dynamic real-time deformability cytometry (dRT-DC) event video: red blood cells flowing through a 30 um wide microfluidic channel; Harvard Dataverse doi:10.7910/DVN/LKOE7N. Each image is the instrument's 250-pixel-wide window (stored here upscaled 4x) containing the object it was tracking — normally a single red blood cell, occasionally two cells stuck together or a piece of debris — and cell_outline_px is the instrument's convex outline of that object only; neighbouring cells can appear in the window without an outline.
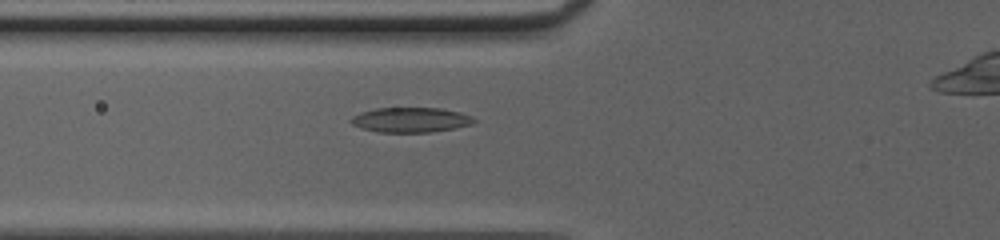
{"species": "common noctule bat (a hibernating species)", "species_latin": "Nyctalus noctula", "temperature_condition": "cold", "stored_images_in_passage": 36, "camera_frame_rate_fps": 3000, "um_per_image_px": 0.085, "animal": {"sex": "female", "body_mass_g": 20.0, "forearm_length_mm": 54.0}, "frame": {"image": 1, "passage_image": 9, "time_ms": 2.667, "image_size_px": [1000, 240], "cell_outline_px": [[476, 120], [472, 124], [452, 128], [428, 132], [376, 132], [360, 128], [352, 124], [348, 120], [352, 116], [360, 112], [376, 108], [440, 108], [460, 112], [472, 116]], "centroid_in_image_um": [34.85, 10.18], "position_along_channel_um": 90.9, "area_um2": 17.86}}
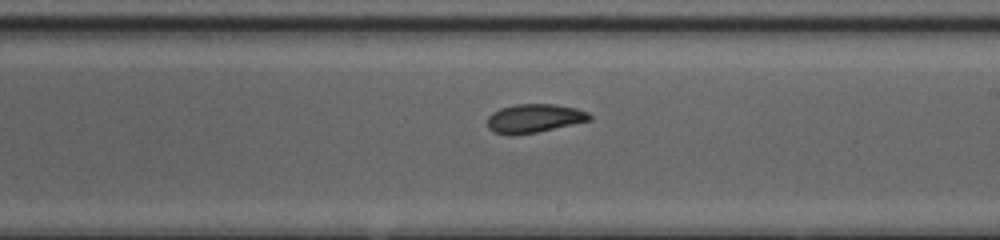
{"frame": {"image": 2, "passage_image": 20, "time_ms": 6.333, "image_size_px": [1000, 240], "cell_outline_px": [[592, 120], [536, 132], [512, 136], [508, 136], [492, 132], [488, 128], [488, 116], [492, 112], [500, 108], [516, 104], [556, 104], [576, 108], [588, 112], [592, 116]], "centroid_in_image_um": [45.39, 10.06], "position_along_channel_um": 243.6, "area_um2": 17.28}}
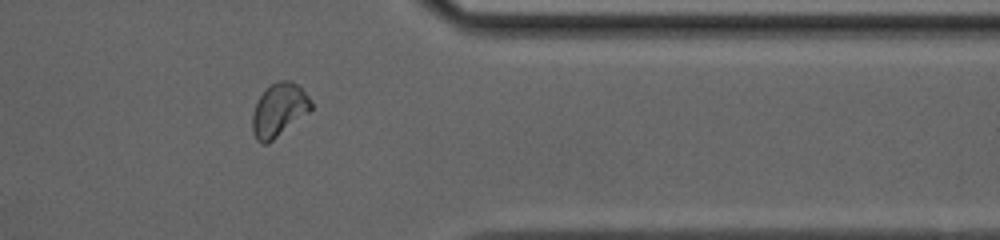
{"frame": {"image": 3, "passage_image": 31, "time_ms": 10.0, "image_size_px": [1000, 240], "cell_outline_px": [[312, 108], [308, 112], [268, 144], [260, 144], [256, 140], [252, 132], [252, 112], [264, 88], [276, 80], [292, 80], [308, 96], [312, 104]], "centroid_in_image_um": [23.67, 9.34], "position_along_channel_um": 387.7, "area_um2": 18.26}}